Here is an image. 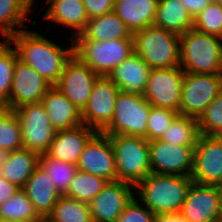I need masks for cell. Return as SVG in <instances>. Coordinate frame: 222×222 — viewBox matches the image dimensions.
Segmentation results:
<instances>
[{"mask_svg": "<svg viewBox=\"0 0 222 222\" xmlns=\"http://www.w3.org/2000/svg\"><path fill=\"white\" fill-rule=\"evenodd\" d=\"M39 154L21 148L0 155V174L8 182L22 189L39 167Z\"/></svg>", "mask_w": 222, "mask_h": 222, "instance_id": "cell-21", "label": "cell"}, {"mask_svg": "<svg viewBox=\"0 0 222 222\" xmlns=\"http://www.w3.org/2000/svg\"><path fill=\"white\" fill-rule=\"evenodd\" d=\"M186 9L195 18L202 10H204L214 0H181Z\"/></svg>", "mask_w": 222, "mask_h": 222, "instance_id": "cell-42", "label": "cell"}, {"mask_svg": "<svg viewBox=\"0 0 222 222\" xmlns=\"http://www.w3.org/2000/svg\"><path fill=\"white\" fill-rule=\"evenodd\" d=\"M96 133V130L84 124L71 129L59 130L46 155L52 159L77 165L86 144Z\"/></svg>", "mask_w": 222, "mask_h": 222, "instance_id": "cell-19", "label": "cell"}, {"mask_svg": "<svg viewBox=\"0 0 222 222\" xmlns=\"http://www.w3.org/2000/svg\"><path fill=\"white\" fill-rule=\"evenodd\" d=\"M135 186L127 182L111 181L89 203L93 222H116L127 204L135 196Z\"/></svg>", "mask_w": 222, "mask_h": 222, "instance_id": "cell-18", "label": "cell"}, {"mask_svg": "<svg viewBox=\"0 0 222 222\" xmlns=\"http://www.w3.org/2000/svg\"><path fill=\"white\" fill-rule=\"evenodd\" d=\"M151 105L136 92L120 91L110 124L105 135H127L147 139V122Z\"/></svg>", "mask_w": 222, "mask_h": 222, "instance_id": "cell-7", "label": "cell"}, {"mask_svg": "<svg viewBox=\"0 0 222 222\" xmlns=\"http://www.w3.org/2000/svg\"><path fill=\"white\" fill-rule=\"evenodd\" d=\"M14 112L20 121L23 148L39 155L46 154L57 131L50 124L43 103H28Z\"/></svg>", "mask_w": 222, "mask_h": 222, "instance_id": "cell-8", "label": "cell"}, {"mask_svg": "<svg viewBox=\"0 0 222 222\" xmlns=\"http://www.w3.org/2000/svg\"><path fill=\"white\" fill-rule=\"evenodd\" d=\"M76 166L108 182L117 181L115 153L109 136L97 132L86 144Z\"/></svg>", "mask_w": 222, "mask_h": 222, "instance_id": "cell-15", "label": "cell"}, {"mask_svg": "<svg viewBox=\"0 0 222 222\" xmlns=\"http://www.w3.org/2000/svg\"><path fill=\"white\" fill-rule=\"evenodd\" d=\"M39 167L50 177L59 195H65L74 179L78 168L76 165L52 159L46 154L39 156Z\"/></svg>", "mask_w": 222, "mask_h": 222, "instance_id": "cell-32", "label": "cell"}, {"mask_svg": "<svg viewBox=\"0 0 222 222\" xmlns=\"http://www.w3.org/2000/svg\"><path fill=\"white\" fill-rule=\"evenodd\" d=\"M159 0H114V12L133 34L152 26Z\"/></svg>", "mask_w": 222, "mask_h": 222, "instance_id": "cell-23", "label": "cell"}, {"mask_svg": "<svg viewBox=\"0 0 222 222\" xmlns=\"http://www.w3.org/2000/svg\"><path fill=\"white\" fill-rule=\"evenodd\" d=\"M155 215L134 196L116 222H154Z\"/></svg>", "mask_w": 222, "mask_h": 222, "instance_id": "cell-39", "label": "cell"}, {"mask_svg": "<svg viewBox=\"0 0 222 222\" xmlns=\"http://www.w3.org/2000/svg\"><path fill=\"white\" fill-rule=\"evenodd\" d=\"M202 135H218L222 131V91L197 119Z\"/></svg>", "mask_w": 222, "mask_h": 222, "instance_id": "cell-37", "label": "cell"}, {"mask_svg": "<svg viewBox=\"0 0 222 222\" xmlns=\"http://www.w3.org/2000/svg\"><path fill=\"white\" fill-rule=\"evenodd\" d=\"M217 136L222 139V131Z\"/></svg>", "mask_w": 222, "mask_h": 222, "instance_id": "cell-44", "label": "cell"}, {"mask_svg": "<svg viewBox=\"0 0 222 222\" xmlns=\"http://www.w3.org/2000/svg\"><path fill=\"white\" fill-rule=\"evenodd\" d=\"M43 222H93L89 203L60 195Z\"/></svg>", "mask_w": 222, "mask_h": 222, "instance_id": "cell-30", "label": "cell"}, {"mask_svg": "<svg viewBox=\"0 0 222 222\" xmlns=\"http://www.w3.org/2000/svg\"><path fill=\"white\" fill-rule=\"evenodd\" d=\"M193 182L203 185L222 184V139L200 134L194 149Z\"/></svg>", "mask_w": 222, "mask_h": 222, "instance_id": "cell-12", "label": "cell"}, {"mask_svg": "<svg viewBox=\"0 0 222 222\" xmlns=\"http://www.w3.org/2000/svg\"><path fill=\"white\" fill-rule=\"evenodd\" d=\"M31 7L30 0H0V33L4 40L21 31ZM17 25L19 29H15Z\"/></svg>", "mask_w": 222, "mask_h": 222, "instance_id": "cell-28", "label": "cell"}, {"mask_svg": "<svg viewBox=\"0 0 222 222\" xmlns=\"http://www.w3.org/2000/svg\"><path fill=\"white\" fill-rule=\"evenodd\" d=\"M99 76L87 65L83 64L76 56L65 64L63 72L54 85L77 108L82 111L89 101L93 84Z\"/></svg>", "mask_w": 222, "mask_h": 222, "instance_id": "cell-16", "label": "cell"}, {"mask_svg": "<svg viewBox=\"0 0 222 222\" xmlns=\"http://www.w3.org/2000/svg\"><path fill=\"white\" fill-rule=\"evenodd\" d=\"M107 182L102 177L78 170L65 196L90 203L102 191Z\"/></svg>", "mask_w": 222, "mask_h": 222, "instance_id": "cell-34", "label": "cell"}, {"mask_svg": "<svg viewBox=\"0 0 222 222\" xmlns=\"http://www.w3.org/2000/svg\"><path fill=\"white\" fill-rule=\"evenodd\" d=\"M180 67L196 74H222V37L190 29L180 35Z\"/></svg>", "mask_w": 222, "mask_h": 222, "instance_id": "cell-3", "label": "cell"}, {"mask_svg": "<svg viewBox=\"0 0 222 222\" xmlns=\"http://www.w3.org/2000/svg\"><path fill=\"white\" fill-rule=\"evenodd\" d=\"M212 222H222V219L220 218V219H217V220L212 221Z\"/></svg>", "mask_w": 222, "mask_h": 222, "instance_id": "cell-45", "label": "cell"}, {"mask_svg": "<svg viewBox=\"0 0 222 222\" xmlns=\"http://www.w3.org/2000/svg\"><path fill=\"white\" fill-rule=\"evenodd\" d=\"M192 182L190 176L150 173L135 186L134 194L155 216L179 213Z\"/></svg>", "mask_w": 222, "mask_h": 222, "instance_id": "cell-2", "label": "cell"}, {"mask_svg": "<svg viewBox=\"0 0 222 222\" xmlns=\"http://www.w3.org/2000/svg\"><path fill=\"white\" fill-rule=\"evenodd\" d=\"M120 89L108 78L99 76L89 101L81 111L82 124L102 132L111 122Z\"/></svg>", "mask_w": 222, "mask_h": 222, "instance_id": "cell-11", "label": "cell"}, {"mask_svg": "<svg viewBox=\"0 0 222 222\" xmlns=\"http://www.w3.org/2000/svg\"><path fill=\"white\" fill-rule=\"evenodd\" d=\"M23 148L20 121L14 110L0 107V155Z\"/></svg>", "mask_w": 222, "mask_h": 222, "instance_id": "cell-33", "label": "cell"}, {"mask_svg": "<svg viewBox=\"0 0 222 222\" xmlns=\"http://www.w3.org/2000/svg\"><path fill=\"white\" fill-rule=\"evenodd\" d=\"M42 103L56 131L82 124L81 111L54 85L44 95Z\"/></svg>", "mask_w": 222, "mask_h": 222, "instance_id": "cell-22", "label": "cell"}, {"mask_svg": "<svg viewBox=\"0 0 222 222\" xmlns=\"http://www.w3.org/2000/svg\"><path fill=\"white\" fill-rule=\"evenodd\" d=\"M154 222H188L180 213H169L156 215Z\"/></svg>", "mask_w": 222, "mask_h": 222, "instance_id": "cell-43", "label": "cell"}, {"mask_svg": "<svg viewBox=\"0 0 222 222\" xmlns=\"http://www.w3.org/2000/svg\"><path fill=\"white\" fill-rule=\"evenodd\" d=\"M22 190L43 219H46L52 212L60 196L55 190L50 177L41 167H38L30 176Z\"/></svg>", "mask_w": 222, "mask_h": 222, "instance_id": "cell-25", "label": "cell"}, {"mask_svg": "<svg viewBox=\"0 0 222 222\" xmlns=\"http://www.w3.org/2000/svg\"><path fill=\"white\" fill-rule=\"evenodd\" d=\"M195 146L172 145L160 139L149 141L151 172L190 176Z\"/></svg>", "mask_w": 222, "mask_h": 222, "instance_id": "cell-14", "label": "cell"}, {"mask_svg": "<svg viewBox=\"0 0 222 222\" xmlns=\"http://www.w3.org/2000/svg\"><path fill=\"white\" fill-rule=\"evenodd\" d=\"M179 112L151 106L147 122V140L160 139Z\"/></svg>", "mask_w": 222, "mask_h": 222, "instance_id": "cell-38", "label": "cell"}, {"mask_svg": "<svg viewBox=\"0 0 222 222\" xmlns=\"http://www.w3.org/2000/svg\"><path fill=\"white\" fill-rule=\"evenodd\" d=\"M180 215L188 222H212L222 217V191L217 185L192 182Z\"/></svg>", "mask_w": 222, "mask_h": 222, "instance_id": "cell-13", "label": "cell"}, {"mask_svg": "<svg viewBox=\"0 0 222 222\" xmlns=\"http://www.w3.org/2000/svg\"><path fill=\"white\" fill-rule=\"evenodd\" d=\"M199 136L197 119L178 115L160 140L172 145L196 146Z\"/></svg>", "mask_w": 222, "mask_h": 222, "instance_id": "cell-31", "label": "cell"}, {"mask_svg": "<svg viewBox=\"0 0 222 222\" xmlns=\"http://www.w3.org/2000/svg\"><path fill=\"white\" fill-rule=\"evenodd\" d=\"M8 40H0V107L7 108L13 73L18 60L14 47Z\"/></svg>", "mask_w": 222, "mask_h": 222, "instance_id": "cell-35", "label": "cell"}, {"mask_svg": "<svg viewBox=\"0 0 222 222\" xmlns=\"http://www.w3.org/2000/svg\"><path fill=\"white\" fill-rule=\"evenodd\" d=\"M46 4L50 6L43 18L74 29L72 39L85 29L89 17L83 0H46Z\"/></svg>", "mask_w": 222, "mask_h": 222, "instance_id": "cell-24", "label": "cell"}, {"mask_svg": "<svg viewBox=\"0 0 222 222\" xmlns=\"http://www.w3.org/2000/svg\"><path fill=\"white\" fill-rule=\"evenodd\" d=\"M129 38H132V33L113 11L89 19L85 29L73 39L107 41Z\"/></svg>", "mask_w": 222, "mask_h": 222, "instance_id": "cell-26", "label": "cell"}, {"mask_svg": "<svg viewBox=\"0 0 222 222\" xmlns=\"http://www.w3.org/2000/svg\"><path fill=\"white\" fill-rule=\"evenodd\" d=\"M53 85L31 66L16 61L7 109H16L28 103L42 102V98Z\"/></svg>", "mask_w": 222, "mask_h": 222, "instance_id": "cell-17", "label": "cell"}, {"mask_svg": "<svg viewBox=\"0 0 222 222\" xmlns=\"http://www.w3.org/2000/svg\"><path fill=\"white\" fill-rule=\"evenodd\" d=\"M112 143L117 180L136 186L151 172L149 141L127 135H108Z\"/></svg>", "mask_w": 222, "mask_h": 222, "instance_id": "cell-5", "label": "cell"}, {"mask_svg": "<svg viewBox=\"0 0 222 222\" xmlns=\"http://www.w3.org/2000/svg\"><path fill=\"white\" fill-rule=\"evenodd\" d=\"M20 190L15 184L0 176V205Z\"/></svg>", "mask_w": 222, "mask_h": 222, "instance_id": "cell-41", "label": "cell"}, {"mask_svg": "<svg viewBox=\"0 0 222 222\" xmlns=\"http://www.w3.org/2000/svg\"><path fill=\"white\" fill-rule=\"evenodd\" d=\"M151 68L137 54L132 53L107 76L120 91L143 94Z\"/></svg>", "mask_w": 222, "mask_h": 222, "instance_id": "cell-20", "label": "cell"}, {"mask_svg": "<svg viewBox=\"0 0 222 222\" xmlns=\"http://www.w3.org/2000/svg\"><path fill=\"white\" fill-rule=\"evenodd\" d=\"M193 29L222 37V2L214 0L195 18Z\"/></svg>", "mask_w": 222, "mask_h": 222, "instance_id": "cell-36", "label": "cell"}, {"mask_svg": "<svg viewBox=\"0 0 222 222\" xmlns=\"http://www.w3.org/2000/svg\"><path fill=\"white\" fill-rule=\"evenodd\" d=\"M194 18L181 0H159L153 25L182 35L193 29Z\"/></svg>", "mask_w": 222, "mask_h": 222, "instance_id": "cell-27", "label": "cell"}, {"mask_svg": "<svg viewBox=\"0 0 222 222\" xmlns=\"http://www.w3.org/2000/svg\"><path fill=\"white\" fill-rule=\"evenodd\" d=\"M0 220L9 222L44 221L22 189L0 205Z\"/></svg>", "mask_w": 222, "mask_h": 222, "instance_id": "cell-29", "label": "cell"}, {"mask_svg": "<svg viewBox=\"0 0 222 222\" xmlns=\"http://www.w3.org/2000/svg\"><path fill=\"white\" fill-rule=\"evenodd\" d=\"M8 41L15 46L18 60L31 66L49 83L55 85L64 69L65 64L74 55V42L68 49L48 40L35 31L22 29Z\"/></svg>", "mask_w": 222, "mask_h": 222, "instance_id": "cell-1", "label": "cell"}, {"mask_svg": "<svg viewBox=\"0 0 222 222\" xmlns=\"http://www.w3.org/2000/svg\"><path fill=\"white\" fill-rule=\"evenodd\" d=\"M133 53L151 69L180 66V35L154 25L132 34Z\"/></svg>", "mask_w": 222, "mask_h": 222, "instance_id": "cell-4", "label": "cell"}, {"mask_svg": "<svg viewBox=\"0 0 222 222\" xmlns=\"http://www.w3.org/2000/svg\"><path fill=\"white\" fill-rule=\"evenodd\" d=\"M74 56L90 67L98 76H108L133 53V41L115 39L96 41L88 39H73Z\"/></svg>", "mask_w": 222, "mask_h": 222, "instance_id": "cell-6", "label": "cell"}, {"mask_svg": "<svg viewBox=\"0 0 222 222\" xmlns=\"http://www.w3.org/2000/svg\"><path fill=\"white\" fill-rule=\"evenodd\" d=\"M89 19L114 11V0H83Z\"/></svg>", "mask_w": 222, "mask_h": 222, "instance_id": "cell-40", "label": "cell"}, {"mask_svg": "<svg viewBox=\"0 0 222 222\" xmlns=\"http://www.w3.org/2000/svg\"><path fill=\"white\" fill-rule=\"evenodd\" d=\"M222 91V74L184 73L180 115L198 119Z\"/></svg>", "mask_w": 222, "mask_h": 222, "instance_id": "cell-9", "label": "cell"}, {"mask_svg": "<svg viewBox=\"0 0 222 222\" xmlns=\"http://www.w3.org/2000/svg\"><path fill=\"white\" fill-rule=\"evenodd\" d=\"M184 71L181 67L151 69L144 93L147 102L158 108L179 112Z\"/></svg>", "mask_w": 222, "mask_h": 222, "instance_id": "cell-10", "label": "cell"}]
</instances>
